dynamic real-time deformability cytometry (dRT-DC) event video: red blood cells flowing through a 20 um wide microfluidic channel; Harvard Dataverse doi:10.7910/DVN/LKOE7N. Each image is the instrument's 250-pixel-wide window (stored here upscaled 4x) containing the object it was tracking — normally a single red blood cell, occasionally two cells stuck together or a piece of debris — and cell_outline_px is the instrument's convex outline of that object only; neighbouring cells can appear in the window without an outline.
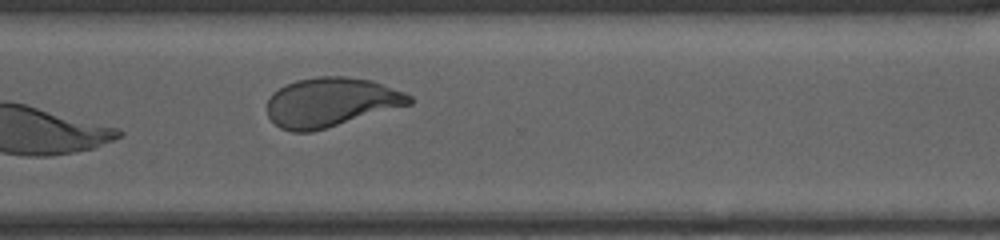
{"species": "human", "species_latin": "Homo sapiens", "temperature_condition": "cold", "stored_images_in_passage": 26, "camera_frame_rate_fps": 3000, "um_per_image_px": 0.085, "donor": {"sex": "male"}, "frame": {"image": 1, "passage_image": 26, "time_ms": 8.333, "image_size_px": [1000, 240], "cell_outline_px": [[412, 104], [324, 128], [308, 132], [292, 132], [280, 128], [268, 116], [268, 100], [272, 92], [296, 80], [320, 76], [344, 76], [372, 80], [404, 92], [412, 96]], "centroid_in_image_um": [28.13, 8.68], "position_along_channel_um": 342.5, "area_um2": 40.4}}